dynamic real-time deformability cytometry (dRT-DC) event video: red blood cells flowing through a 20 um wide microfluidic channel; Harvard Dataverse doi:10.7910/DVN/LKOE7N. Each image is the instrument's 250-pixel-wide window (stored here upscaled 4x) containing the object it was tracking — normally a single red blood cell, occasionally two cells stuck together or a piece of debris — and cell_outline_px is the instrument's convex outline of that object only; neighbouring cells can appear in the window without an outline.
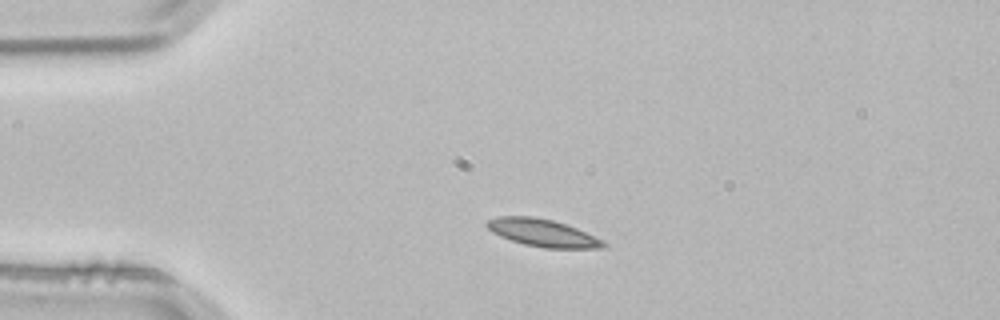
{"species": "common noctule bat (a hibernating species)", "species_latin": "Nyctalus noctula", "temperature_condition": "room temperature", "stored_images_in_passage": 3, "camera_frame_rate_fps": 3000, "um_per_image_px": 0.085, "animal": {"sex": "male", "body_mass_g": 21.5, "forearm_length_mm": 52.0}, "frame": {"image": 1, "passage_image": 1, "time_ms": 0.0, "image_size_px": [1000, 320], "cell_outline_px": [[608, 244], [604, 248], [544, 248], [524, 244], [500, 236], [492, 232], [484, 224], [488, 220], [500, 216], [532, 216], [552, 220], [576, 228], [604, 240]], "centroid_in_image_um": [46.14, 19.8], "position_along_channel_um": 38.9, "area_um2": 18.55}}